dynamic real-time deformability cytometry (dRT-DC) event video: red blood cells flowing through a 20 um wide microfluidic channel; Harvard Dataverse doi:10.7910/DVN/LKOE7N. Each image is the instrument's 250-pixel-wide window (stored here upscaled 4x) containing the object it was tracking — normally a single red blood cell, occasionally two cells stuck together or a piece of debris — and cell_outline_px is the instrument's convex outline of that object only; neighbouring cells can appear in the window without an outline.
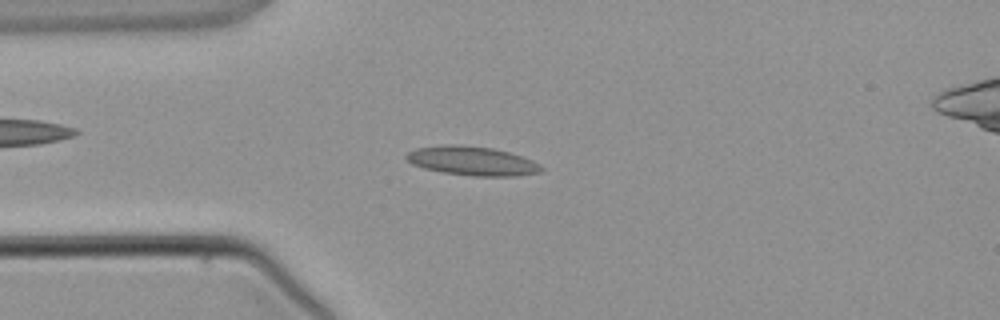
{"species": "common noctule bat (a hibernating species)", "species_latin": "Nyctalus noctula", "temperature_condition": "warm", "stored_images_in_passage": 3, "camera_frame_rate_fps": 3000, "um_per_image_px": 0.085, "animal": {"sex": "male", "body_mass_g": 21.5, "forearm_length_mm": 52.0}, "frame": {"image": 1, "passage_image": 2, "time_ms": 1.333, "image_size_px": [1000, 320], "cell_outline_px": [[544, 168], [540, 172], [520, 176], [472, 176], [444, 172], [424, 168], [412, 164], [404, 156], [408, 152], [416, 148], [440, 144], [460, 144], [492, 148], [508, 152], [532, 160], [540, 164]], "centroid_in_image_um": [40.13, 13.67], "position_along_channel_um": 44.9, "area_um2": 22.95}}
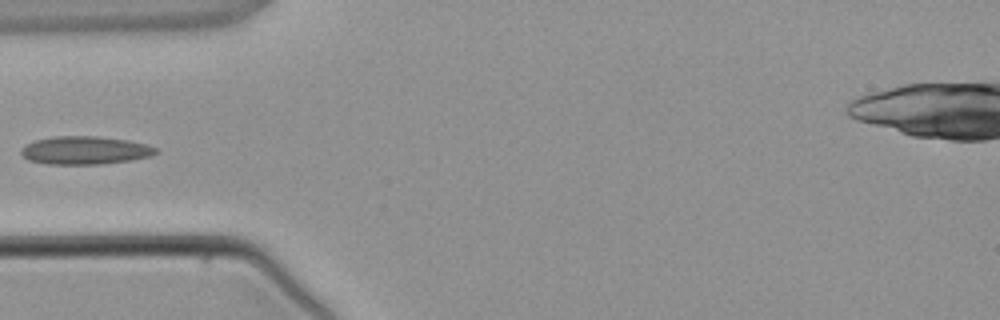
{"frame": {"image": 2, "passage_image": 3, "time_ms": 2.333, "image_size_px": [1000, 320], "cell_outline_px": [[160, 152], [148, 156], [132, 160], [100, 164], [48, 164], [28, 160], [20, 152], [28, 144], [36, 140], [52, 136], [100, 136], [128, 140], [148, 144], [156, 148]], "centroid_in_image_um": [7.27, 12.77], "position_along_channel_um": 77.7, "area_um2": 22.02}}